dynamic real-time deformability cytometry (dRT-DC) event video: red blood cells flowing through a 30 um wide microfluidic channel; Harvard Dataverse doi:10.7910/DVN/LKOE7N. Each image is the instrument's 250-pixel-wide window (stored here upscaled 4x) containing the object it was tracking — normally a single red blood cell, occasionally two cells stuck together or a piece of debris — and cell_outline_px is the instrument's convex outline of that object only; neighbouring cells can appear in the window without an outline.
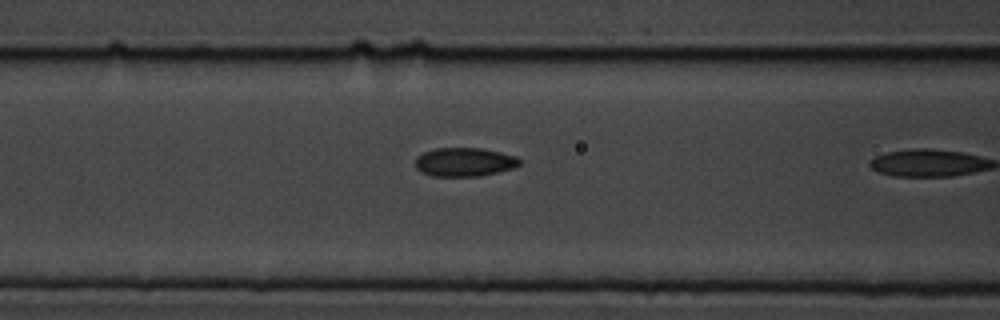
{"species": "common noctule bat (a hibernating species)", "species_latin": "Nyctalus noctula", "temperature_condition": "cold", "stored_images_in_passage": 6, "camera_frame_rate_fps": 3000, "um_per_image_px": 0.085, "animal": {"sex": "male", "body_mass_g": 19.5, "forearm_length_mm": 54.6}, "frame": {"image": 1, "passage_image": 5, "time_ms": 5.667, "image_size_px": [1000, 320], "cell_outline_px": [[520, 164], [512, 168], [480, 176], [432, 176], [420, 172], [416, 168], [416, 156], [424, 152], [436, 148], [484, 148], [516, 156], [520, 160]], "centroid_in_image_um": [39.45, 13.77], "position_along_channel_um": 127.1, "area_um2": 17.46}}